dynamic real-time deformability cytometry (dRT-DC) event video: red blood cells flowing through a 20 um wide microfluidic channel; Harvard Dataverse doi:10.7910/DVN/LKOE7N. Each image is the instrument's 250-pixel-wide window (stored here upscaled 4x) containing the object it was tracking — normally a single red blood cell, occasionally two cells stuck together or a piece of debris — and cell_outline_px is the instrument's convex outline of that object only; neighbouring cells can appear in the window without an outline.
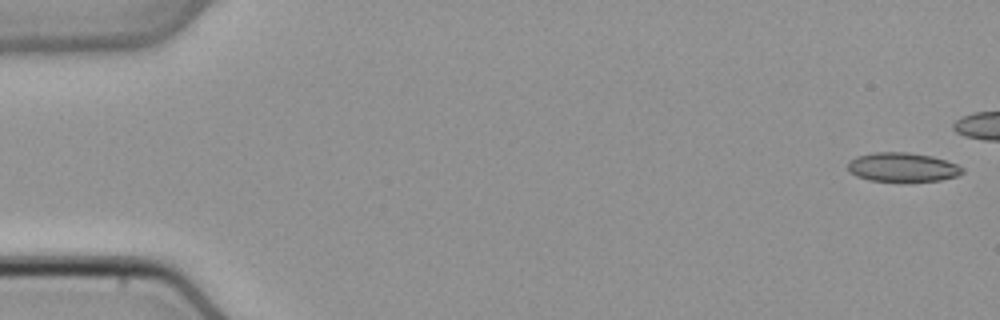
{"species": "common noctule bat (a hibernating species)", "species_latin": "Nyctalus noctula", "temperature_condition": "cold", "stored_images_in_passage": 14, "camera_frame_rate_fps": 3000, "um_per_image_px": 0.085, "animal": {"sex": "male", "body_mass_g": 21.5, "forearm_length_mm": 52.0}, "frame": {"image": 1, "passage_image": 1, "time_ms": 0.0, "image_size_px": [1000, 320], "cell_outline_px": [[964, 172], [956, 176], [940, 180], [868, 180], [856, 176], [848, 168], [848, 160], [856, 156], [872, 152], [908, 152], [932, 156], [956, 164], [964, 168]], "centroid_in_image_um": [76.69, 14.18], "position_along_channel_um": 8.3, "area_um2": 19.13}}